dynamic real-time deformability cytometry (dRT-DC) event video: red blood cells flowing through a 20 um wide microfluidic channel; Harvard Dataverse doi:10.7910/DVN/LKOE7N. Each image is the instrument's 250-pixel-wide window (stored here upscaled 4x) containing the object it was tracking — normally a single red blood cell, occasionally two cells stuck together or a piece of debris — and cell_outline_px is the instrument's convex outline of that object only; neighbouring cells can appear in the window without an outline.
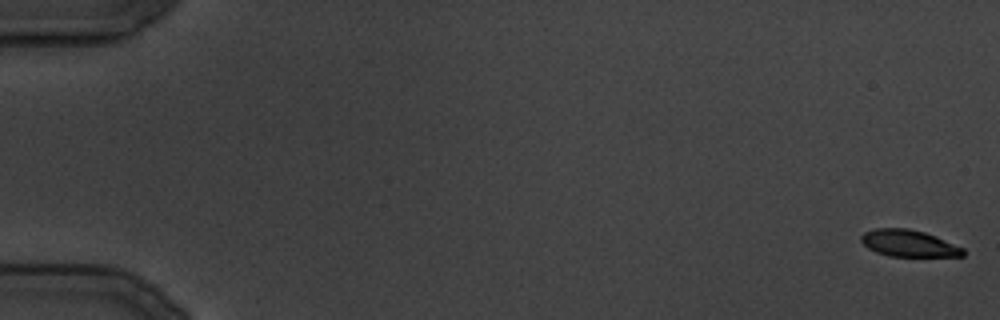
{"species": "common noctule bat (a hibernating species)", "species_latin": "Nyctalus noctula", "temperature_condition": "cold", "stored_images_in_passage": 10, "camera_frame_rate_fps": 3000, "um_per_image_px": 0.085, "animal": {"sex": "male", "body_mass_g": 19.5, "forearm_length_mm": 54.6}, "frame": {"image": 1, "passage_image": 1, "time_ms": 0.0, "image_size_px": [1000, 320], "cell_outline_px": [[964, 256], [888, 256], [876, 252], [868, 248], [860, 240], [860, 236], [864, 232], [876, 228], [908, 228], [924, 232], [936, 236], [964, 248]], "centroid_in_image_um": [77.23, 20.68], "position_along_channel_um": 7.8, "area_um2": 15.9}}